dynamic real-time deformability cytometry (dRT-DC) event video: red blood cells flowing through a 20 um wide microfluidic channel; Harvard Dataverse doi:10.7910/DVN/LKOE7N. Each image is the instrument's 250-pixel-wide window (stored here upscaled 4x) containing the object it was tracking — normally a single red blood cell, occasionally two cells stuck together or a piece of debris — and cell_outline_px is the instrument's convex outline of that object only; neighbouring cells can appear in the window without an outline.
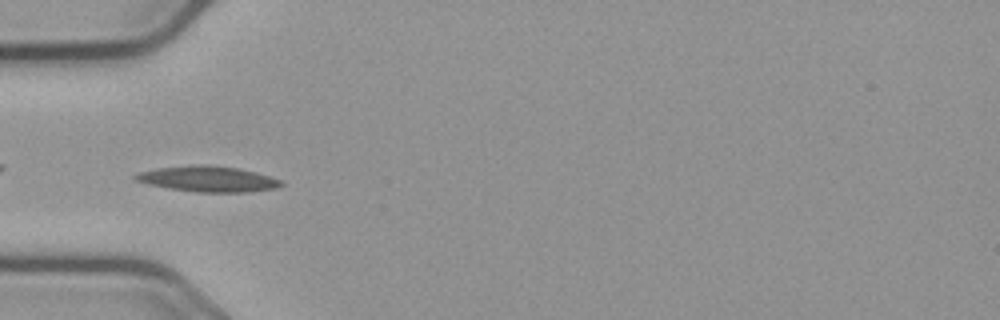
{"species": "common noctule bat (a hibernating species)", "species_latin": "Nyctalus noctula", "temperature_condition": "cold", "stored_images_in_passage": 40, "camera_frame_rate_fps": 3000, "um_per_image_px": 0.085, "animal": {"sex": "male", "body_mass_g": 23.1, "forearm_length_mm": 52.7}, "frame": {"image": 1, "passage_image": 2, "time_ms": 0.333, "image_size_px": [1000, 320], "cell_outline_px": [[284, 184], [276, 188], [252, 192], [196, 192], [168, 188], [148, 184], [136, 180], [132, 176], [140, 172], [156, 168], [192, 164], [208, 164], [236, 168], [256, 172], [280, 180]], "centroid_in_image_um": [17.66, 15.21], "position_along_channel_um": 67.3, "area_um2": 21.85}}
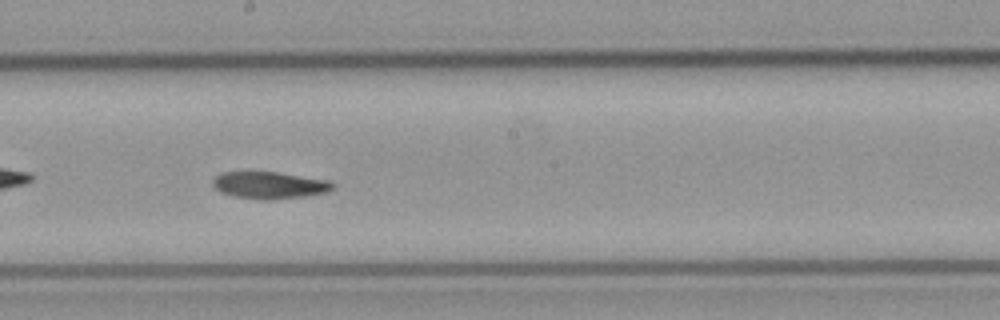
{"frame": {"image": 2, "passage_image": 15, "time_ms": 4.667, "image_size_px": [1000, 320], "cell_outline_px": [[336, 188], [328, 192], [304, 196], [268, 200], [260, 200], [236, 196], [220, 192], [212, 184], [212, 180], [216, 176], [224, 172], [276, 172], [328, 180], [336, 184]], "centroid_in_image_um": [22.94, 15.74], "position_along_channel_um": 225.3, "area_um2": 18.84}}
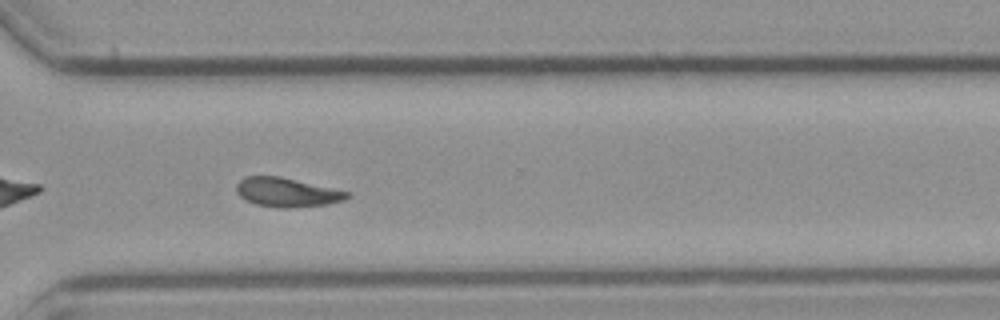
{"frame": {"image": 3, "passage_image": 25, "time_ms": 8.0, "image_size_px": [1000, 320], "cell_outline_px": [[348, 196], [344, 200], [324, 204], [288, 208], [280, 208], [256, 204], [240, 196], [236, 192], [236, 184], [244, 176], [280, 176], [348, 192]], "centroid_in_image_um": [24.32, 16.34], "position_along_channel_um": 346.3, "area_um2": 18.38}, "authors_computed_cell_mechanics": {"area_um2": 18.8717, "velocity_mm_per_s": 3.647, "shape_relaxation_time_tau1_ms": 10.0626, "shape_relaxation_time_tau2_ms": null, "deformation_change_tau1": 0.2079, "deformation_change_tau2": null}}